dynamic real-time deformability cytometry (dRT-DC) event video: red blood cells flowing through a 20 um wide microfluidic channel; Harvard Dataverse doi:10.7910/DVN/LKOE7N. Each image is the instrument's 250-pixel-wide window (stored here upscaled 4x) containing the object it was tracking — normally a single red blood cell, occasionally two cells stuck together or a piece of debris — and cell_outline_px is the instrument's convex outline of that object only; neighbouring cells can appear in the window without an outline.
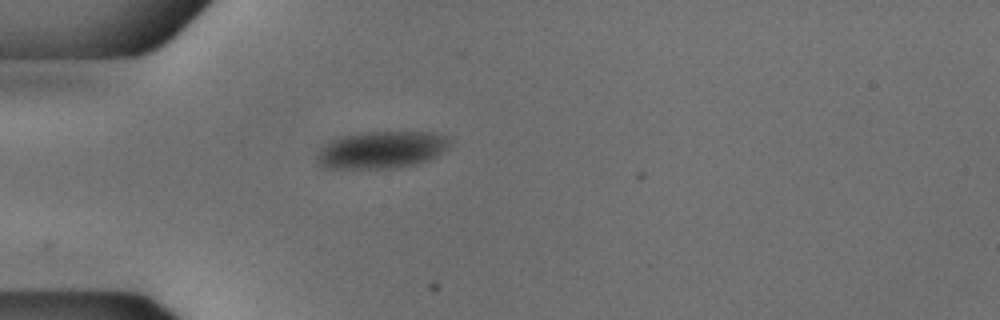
{"species": "common noctule bat (a hibernating species)", "species_latin": "Nyctalus noctula", "temperature_condition": "cold", "stored_images_in_passage": 39, "camera_frame_rate_fps": 3000, "um_per_image_px": 0.085, "animal": {"sex": "male", "body_mass_g": 18.8}, "frame": {"image": 1, "passage_image": 1, "time_ms": 0.0, "image_size_px": [1000, 320], "cell_outline_px": [[452, 140], [448, 148], [428, 160], [416, 164], [400, 168], [324, 168], [316, 160], [316, 152], [328, 140], [340, 136], [360, 132], [436, 132], [448, 136]], "centroid_in_image_um": [32.41, 12.72], "position_along_channel_um": 52.6, "area_um2": 29.3}}
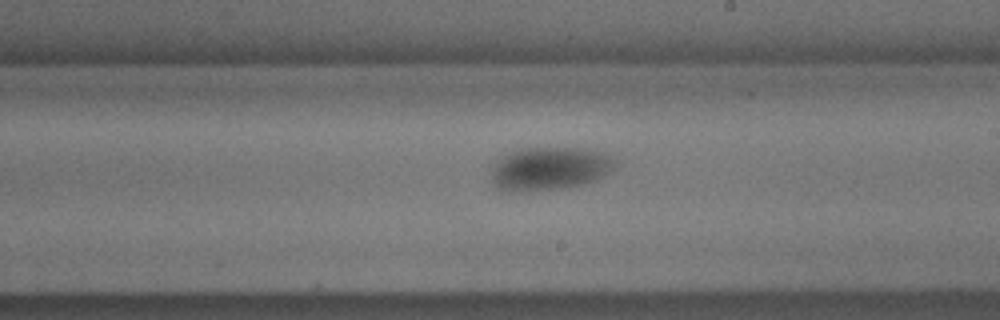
{"frame": {"image": 2, "passage_image": 17, "time_ms": 5.333, "image_size_px": [1000, 320], "cell_outline_px": [[616, 164], [608, 172], [596, 180], [568, 188], [520, 192], [508, 192], [496, 188], [492, 180], [492, 168], [496, 160], [508, 152], [520, 148], [588, 148], [604, 152], [612, 156], [616, 160]], "centroid_in_image_um": [46.7, 14.33], "position_along_channel_um": 242.3, "area_um2": 31.73}}
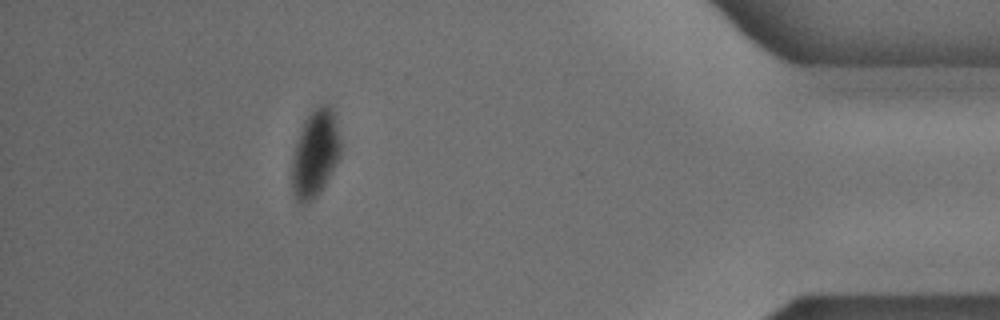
{"frame": {"image": 3, "passage_image": 34, "time_ms": 11.0, "image_size_px": [1000, 320], "cell_outline_px": [[340, 156], [336, 164], [320, 192], [308, 204], [300, 204], [296, 200], [292, 192], [292, 160], [296, 144], [304, 120], [320, 104], [328, 104], [336, 112], [340, 140]], "centroid_in_image_um": [26.8, 13.05], "position_along_channel_um": 408.4, "area_um2": 24.8}}